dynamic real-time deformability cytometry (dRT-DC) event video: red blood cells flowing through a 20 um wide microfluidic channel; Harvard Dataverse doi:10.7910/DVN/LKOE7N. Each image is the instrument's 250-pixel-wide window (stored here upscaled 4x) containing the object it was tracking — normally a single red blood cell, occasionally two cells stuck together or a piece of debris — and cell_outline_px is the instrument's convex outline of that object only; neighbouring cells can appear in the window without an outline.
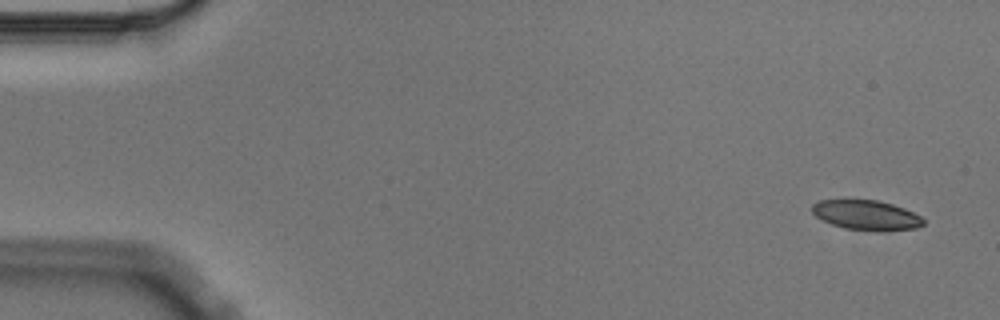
{"species": "Egyptian fruit bat (a non-hibernating species)", "species_latin": "Rousettus aegyptiacus", "temperature_condition": "cold", "stored_images_in_passage": 4, "camera_frame_rate_fps": 3000, "um_per_image_px": 0.085, "animal": {"sex": "male"}, "frame": {"image": 1, "passage_image": 1, "time_ms": 0.0, "image_size_px": [1000, 320], "cell_outline_px": [[924, 224], [916, 228], [880, 232], [876, 232], [844, 228], [832, 224], [816, 216], [812, 212], [812, 204], [820, 200], [844, 196], [848, 196], [880, 200], [904, 208], [920, 216], [924, 220]], "centroid_in_image_um": [73.59, 18.23], "position_along_channel_um": 11.4, "area_um2": 20.35}}